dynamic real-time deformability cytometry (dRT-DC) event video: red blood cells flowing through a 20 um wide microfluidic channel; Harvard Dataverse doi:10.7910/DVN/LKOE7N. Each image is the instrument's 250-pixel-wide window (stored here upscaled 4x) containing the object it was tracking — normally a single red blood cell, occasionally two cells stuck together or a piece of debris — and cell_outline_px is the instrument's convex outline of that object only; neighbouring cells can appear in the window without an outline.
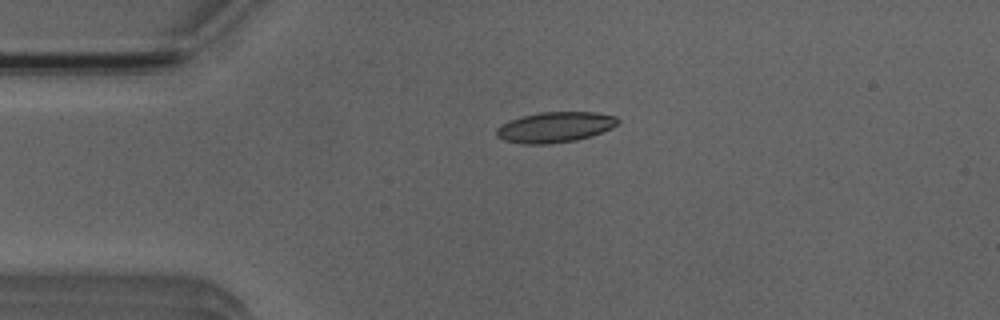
{"species": "Egyptian fruit bat (a non-hibernating species)", "species_latin": "Rousettus aegyptiacus", "temperature_condition": "room temperature", "stored_images_in_passage": 2, "camera_frame_rate_fps": 3000, "um_per_image_px": 0.085, "animal": {"sex": "male"}, "frame": {"image": 1, "passage_image": 1, "time_ms": 0.0, "image_size_px": [1000, 320], "cell_outline_px": [[620, 120], [612, 128], [576, 140], [548, 144], [524, 144], [504, 140], [496, 136], [496, 128], [500, 124], [524, 116], [540, 112], [596, 112], [616, 116]], "centroid_in_image_um": [47.16, 10.81], "position_along_channel_um": 37.8, "area_um2": 21.39}}